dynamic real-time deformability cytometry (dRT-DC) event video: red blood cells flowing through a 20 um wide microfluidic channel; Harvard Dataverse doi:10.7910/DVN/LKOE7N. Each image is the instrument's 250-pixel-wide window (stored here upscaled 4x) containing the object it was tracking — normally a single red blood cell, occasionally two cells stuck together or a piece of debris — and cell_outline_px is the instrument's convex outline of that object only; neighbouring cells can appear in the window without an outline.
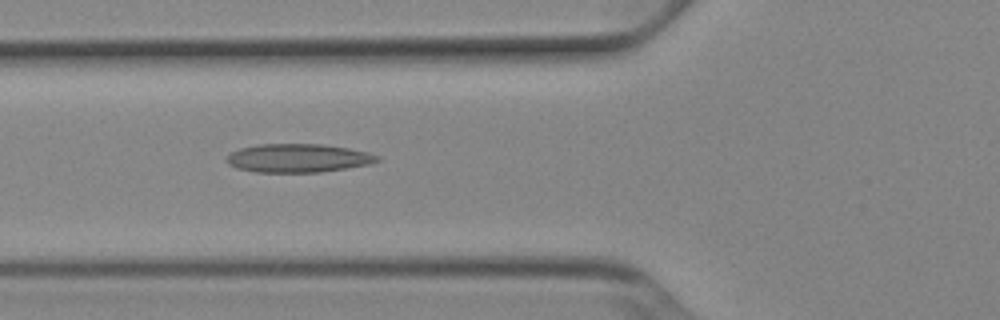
{"species": "Egyptian fruit bat (a non-hibernating species)", "species_latin": "Rousettus aegyptiacus", "temperature_condition": "cold", "stored_images_in_passage": 35, "camera_frame_rate_fps": 3000, "um_per_image_px": 0.085, "animal": {"sex": "female"}, "frame": {"image": 1, "passage_image": 3, "time_ms": 0.667, "image_size_px": [1000, 320], "cell_outline_px": [[380, 160], [368, 164], [348, 168], [320, 172], [256, 172], [236, 168], [228, 164], [224, 160], [224, 156], [240, 148], [260, 144], [324, 144], [348, 148], [368, 152], [380, 156]], "centroid_in_image_um": [25.31, 13.44], "position_along_channel_um": 100.5, "area_um2": 25.2}}
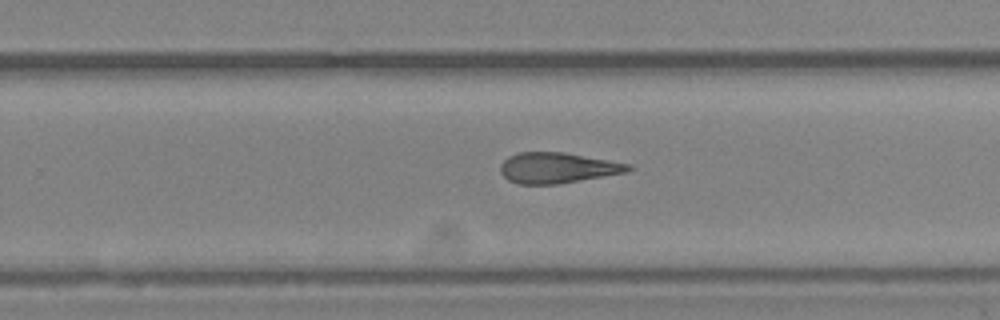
{"frame": {"image": 2, "passage_image": 17, "time_ms": 5.333, "image_size_px": [1000, 320], "cell_outline_px": [[632, 168], [628, 172], [556, 184], [516, 184], [508, 180], [500, 172], [500, 164], [508, 156], [516, 152], [564, 152], [632, 164]], "centroid_in_image_um": [47.36, 14.26], "position_along_channel_um": 282.4, "area_um2": 22.89}}
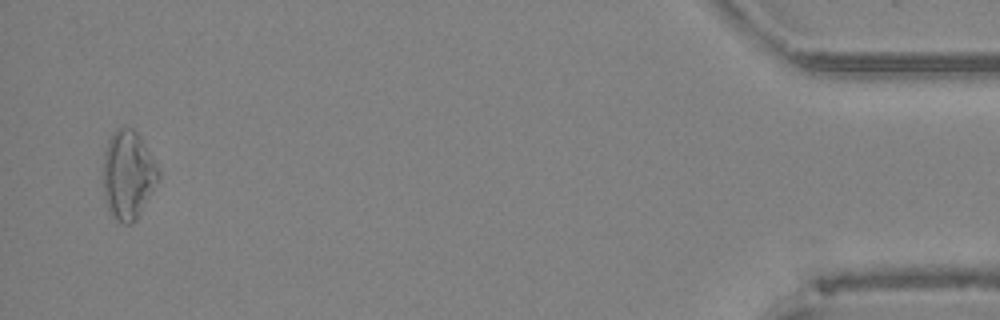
{"frame": {"image": 3, "passage_image": 34, "time_ms": 11.0, "image_size_px": [1000, 320], "cell_outline_px": [[160, 180], [136, 220], [132, 224], [124, 224], [116, 220], [108, 212], [104, 200], [104, 152], [108, 140], [112, 132], [116, 128], [132, 128], [140, 136], [160, 168]], "centroid_in_image_um": [10.91, 14.89], "position_along_channel_um": 424.3, "area_um2": 29.02}}